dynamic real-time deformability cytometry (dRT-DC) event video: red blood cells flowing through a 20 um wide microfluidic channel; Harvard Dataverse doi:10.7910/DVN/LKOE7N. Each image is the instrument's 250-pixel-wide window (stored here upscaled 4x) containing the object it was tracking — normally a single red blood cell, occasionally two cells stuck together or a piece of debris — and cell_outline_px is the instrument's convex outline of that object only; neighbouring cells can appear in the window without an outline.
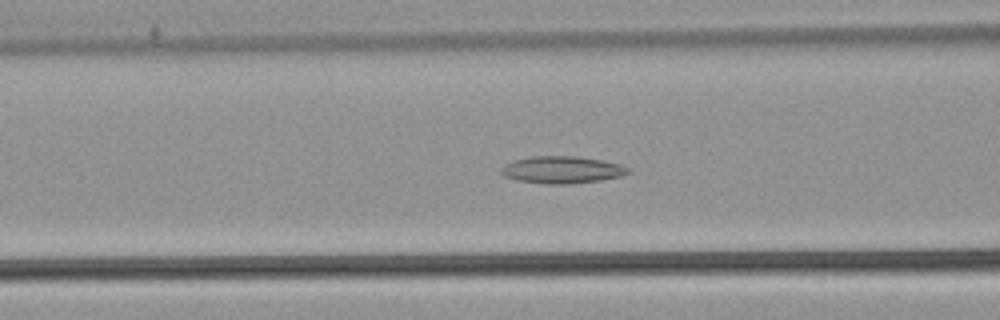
{"species": "common noctule bat (a hibernating species)", "species_latin": "Nyctalus noctula", "temperature_condition": "warm", "stored_images_in_passage": 33, "camera_frame_rate_fps": 3000, "um_per_image_px": 0.085, "animal": {"sex": "male", "body_mass_g": 21.5, "forearm_length_mm": 52.0}, "frame": {"image": 1, "passage_image": 7, "time_ms": 2.0, "image_size_px": [1000, 320], "cell_outline_px": [[632, 172], [620, 176], [600, 180], [568, 184], [544, 184], [516, 180], [504, 176], [500, 172], [500, 168], [504, 164], [512, 160], [532, 156], [576, 156], [600, 160], [620, 164], [628, 168]], "centroid_in_image_um": [47.72, 14.43], "position_along_channel_um": 118.9, "area_um2": 20.17}}
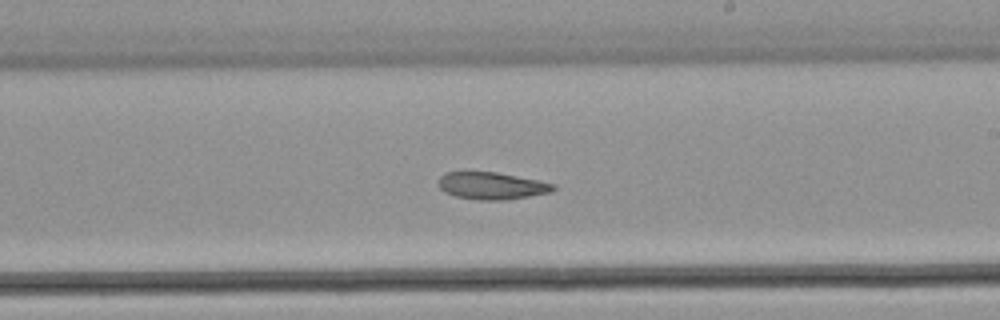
{"frame": {"image": 2, "passage_image": 17, "time_ms": 5.333, "image_size_px": [1000, 320], "cell_outline_px": [[556, 188], [552, 192], [508, 200], [480, 200], [456, 196], [444, 192], [440, 188], [440, 176], [444, 172], [496, 172], [556, 184]], "centroid_in_image_um": [41.82, 15.8], "position_along_channel_um": 247.2, "area_um2": 18.09}}
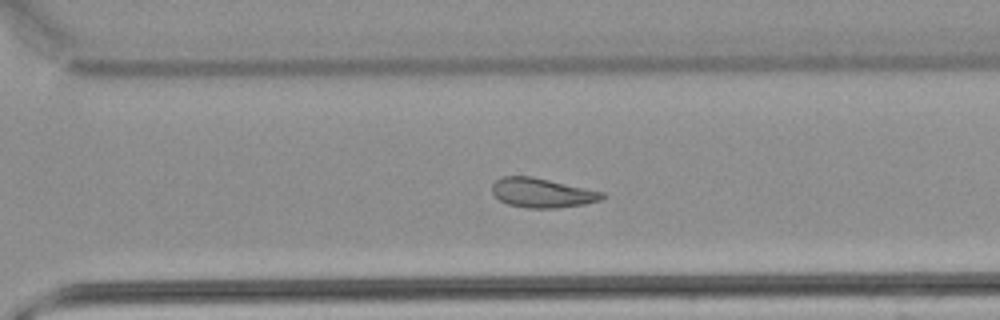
{"frame": {"image": 3, "passage_image": 23, "time_ms": 7.333, "image_size_px": [1000, 320], "cell_outline_px": [[604, 196], [600, 200], [584, 204], [556, 208], [528, 208], [508, 204], [500, 200], [492, 192], [492, 184], [500, 176], [532, 176], [604, 192]], "centroid_in_image_um": [46.05, 16.38], "position_along_channel_um": 324.5, "area_um2": 18.79}, "authors_computed_cell_mechanics": {"area_um2": 19.1318, "velocity_mm_per_s": 3.8673, "shape_relaxation_time_tau1_ms": null, "shape_relaxation_time_tau2_ms": 9.8064, "deformation_change_tau1": null, "deformation_change_tau2": 0.2027}}